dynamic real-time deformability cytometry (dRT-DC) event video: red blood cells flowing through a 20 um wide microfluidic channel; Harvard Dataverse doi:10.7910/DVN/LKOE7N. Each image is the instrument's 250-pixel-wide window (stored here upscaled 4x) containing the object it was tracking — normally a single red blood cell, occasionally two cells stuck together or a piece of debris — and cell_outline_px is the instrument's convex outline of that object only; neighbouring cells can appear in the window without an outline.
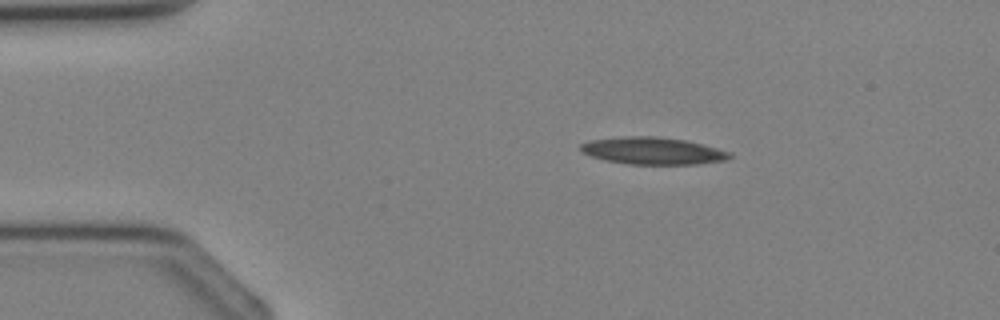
{"species": "Egyptian fruit bat (a non-hibernating species)", "species_latin": "Rousettus aegyptiacus", "temperature_condition": "cold", "stored_images_in_passage": 31, "camera_frame_rate_fps": 3000, "um_per_image_px": 0.085, "animal": {"sex": "female"}, "frame": {"image": 1, "passage_image": 1, "time_ms": 0.0, "image_size_px": [1000, 320], "cell_outline_px": [[732, 156], [728, 160], [696, 164], [628, 164], [604, 160], [592, 156], [584, 152], [580, 148], [580, 144], [588, 140], [624, 136], [656, 136], [684, 140], [732, 152]], "centroid_in_image_um": [55.48, 12.82], "position_along_channel_um": 29.5, "area_um2": 23.52}}
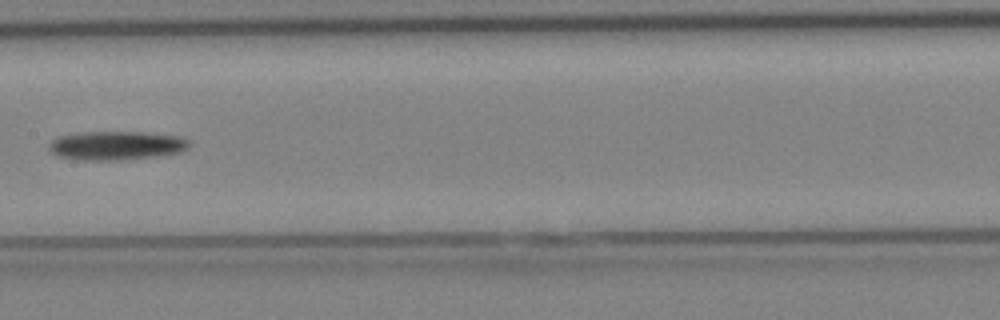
{"frame": {"image": 2, "passage_image": 13, "time_ms": 4.0, "image_size_px": [1000, 320], "cell_outline_px": [[192, 144], [188, 148], [180, 152], [152, 156], [120, 160], [80, 160], [56, 156], [48, 148], [48, 144], [56, 136], [80, 132], [144, 132], [184, 136], [192, 140]], "centroid_in_image_um": [9.9, 12.35], "position_along_channel_um": 197.5, "area_um2": 23.93}}
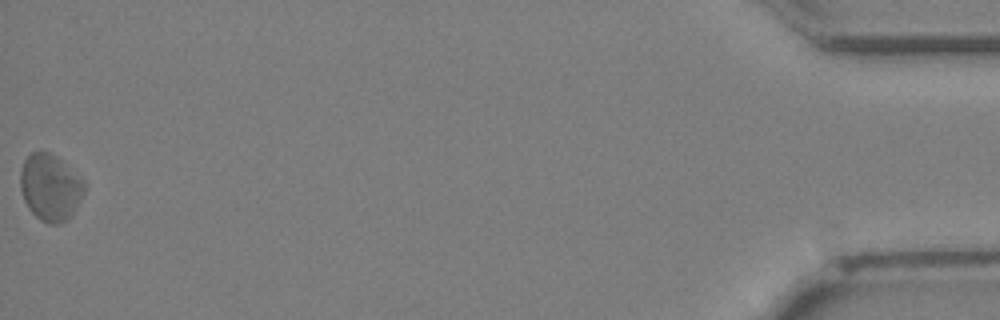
{"frame": {"image": 3, "passage_image": 31, "time_ms": 10.0, "image_size_px": [1000, 320], "cell_outline_px": [[84, 192], [72, 216], [68, 220], [60, 224], [48, 224], [40, 220], [28, 208], [24, 200], [20, 188], [20, 172], [24, 160], [32, 152], [48, 152], [56, 156], [84, 180]], "centroid_in_image_um": [4.27, 15.96], "position_along_channel_um": 430.9, "area_um2": 24.85}}